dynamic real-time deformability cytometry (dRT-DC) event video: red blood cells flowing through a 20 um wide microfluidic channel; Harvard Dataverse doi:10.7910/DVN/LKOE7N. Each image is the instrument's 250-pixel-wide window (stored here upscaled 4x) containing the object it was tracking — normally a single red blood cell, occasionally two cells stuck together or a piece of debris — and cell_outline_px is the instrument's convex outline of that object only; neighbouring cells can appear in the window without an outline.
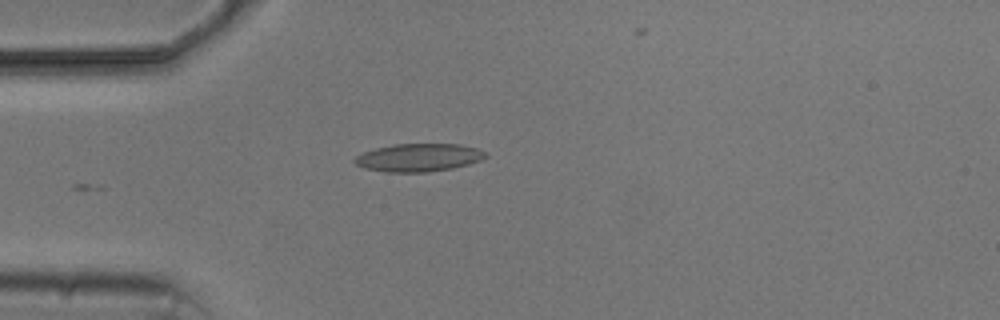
{"species": "common noctule bat (a hibernating species)", "species_latin": "Nyctalus noctula", "temperature_condition": "cold", "stored_images_in_passage": 4, "camera_frame_rate_fps": 3000, "um_per_image_px": 0.085, "animal": {"sex": "male", "body_mass_g": 20.5, "forearm_length_mm": 52.5}, "frame": {"image": 1, "passage_image": 4, "time_ms": 3.333, "image_size_px": [1000, 320], "cell_outline_px": [[488, 156], [480, 160], [468, 164], [452, 168], [428, 172], [384, 172], [364, 168], [356, 164], [352, 160], [356, 156], [364, 152], [376, 148], [392, 144], [460, 144], [476, 148], [488, 152]], "centroid_in_image_um": [35.59, 13.39], "position_along_channel_um": 49.4, "area_um2": 21.39}}